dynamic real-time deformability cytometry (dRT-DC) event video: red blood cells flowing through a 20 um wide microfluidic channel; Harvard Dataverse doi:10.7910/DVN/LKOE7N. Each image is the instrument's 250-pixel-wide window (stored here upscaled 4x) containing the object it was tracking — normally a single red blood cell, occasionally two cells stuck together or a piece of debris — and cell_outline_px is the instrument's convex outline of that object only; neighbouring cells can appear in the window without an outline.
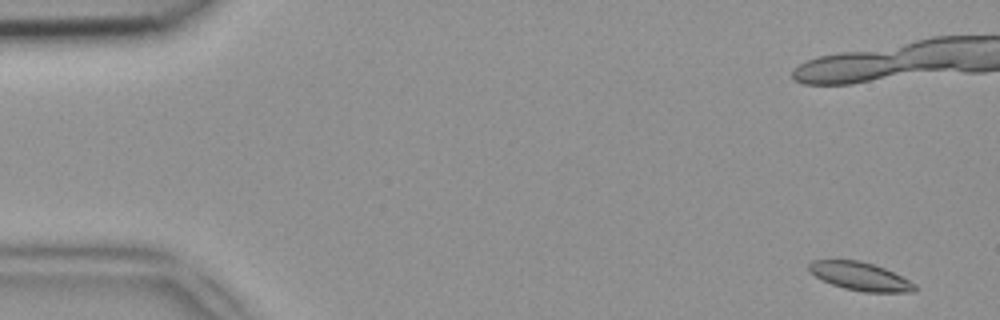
{"species": "common noctule bat (a hibernating species)", "species_latin": "Nyctalus noctula", "temperature_condition": "room temperature", "stored_images_in_passage": 16, "camera_frame_rate_fps": 3000, "um_per_image_px": 0.085, "animal": {"sex": "female", "body_mass_g": 18.4}, "frame": {"image": 1, "passage_image": 3, "time_ms": 0.667, "image_size_px": [1000, 320], "cell_outline_px": [[916, 292], [864, 292], [844, 288], [832, 284], [816, 276], [808, 268], [808, 264], [812, 260], [860, 260], [884, 268], [916, 284]], "centroid_in_image_um": [73.13, 23.49], "position_along_channel_um": 11.9, "area_um2": 17.17}}